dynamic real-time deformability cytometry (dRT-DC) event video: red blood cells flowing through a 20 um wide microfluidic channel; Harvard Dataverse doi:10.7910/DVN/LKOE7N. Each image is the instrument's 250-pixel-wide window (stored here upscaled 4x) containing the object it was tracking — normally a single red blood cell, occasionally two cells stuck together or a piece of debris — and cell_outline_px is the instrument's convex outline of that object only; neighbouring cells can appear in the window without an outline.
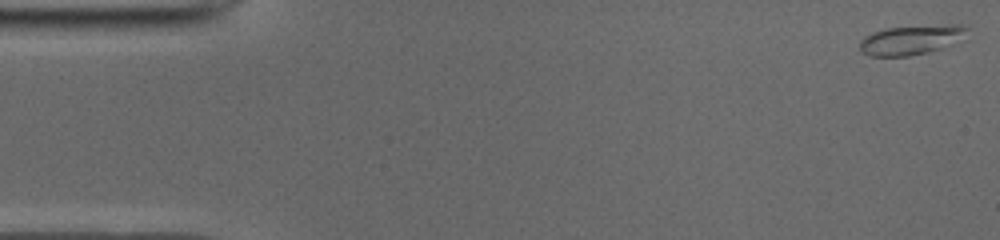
{"species": "common noctule bat (a hibernating species)", "species_latin": "Nyctalus noctula", "temperature_condition": "cold", "stored_images_in_passage": 8, "camera_frame_rate_fps": 3000, "um_per_image_px": 0.085, "animal": {"sex": "male", "body_mass_g": 19.0, "forearm_length_mm": 50.8}, "frame": {"image": 1, "passage_image": 1, "time_ms": 0.0, "image_size_px": [1000, 240], "cell_outline_px": [[968, 28], [940, 48], [928, 52], [908, 56], [868, 56], [860, 48], [860, 40], [864, 36], [872, 32], [884, 28], [952, 24], [960, 24]], "centroid_in_image_um": [77.27, 3.38], "position_along_channel_um": 7.7, "area_um2": 17.69}}